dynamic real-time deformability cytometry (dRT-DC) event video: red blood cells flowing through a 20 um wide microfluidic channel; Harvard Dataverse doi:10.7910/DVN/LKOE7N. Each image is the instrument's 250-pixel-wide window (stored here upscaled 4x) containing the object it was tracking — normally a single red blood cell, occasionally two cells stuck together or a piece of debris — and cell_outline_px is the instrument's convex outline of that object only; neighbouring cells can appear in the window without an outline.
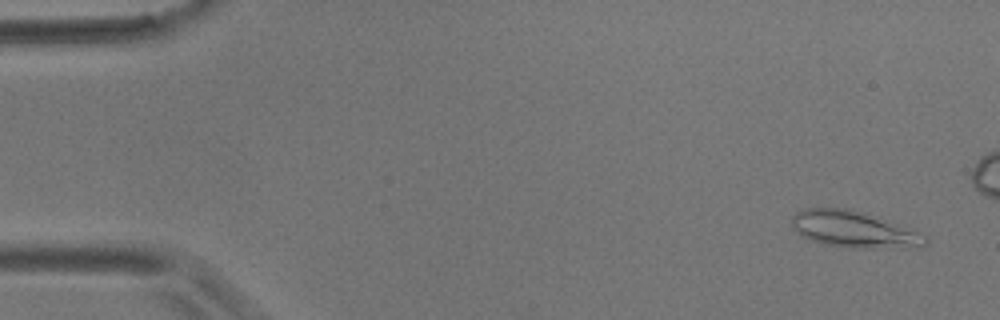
{"species": "common noctule bat (a hibernating species)", "species_latin": "Nyctalus noctula", "temperature_condition": "room temperature", "stored_images_in_passage": 6, "camera_frame_rate_fps": 3000, "um_per_image_px": 0.085, "animal": {"sex": "male", "body_mass_g": 17.9}, "frame": {"image": 1, "passage_image": 1, "time_ms": 0.0, "image_size_px": [1000, 320], "cell_outline_px": [[928, 240], [924, 244], [916, 248], [848, 248], [824, 244], [812, 240], [804, 236], [792, 224], [792, 216], [796, 212], [804, 208], [852, 208], [904, 224], [928, 236]], "centroid_in_image_um": [72.69, 19.49], "position_along_channel_um": 12.3, "area_um2": 28.9}}
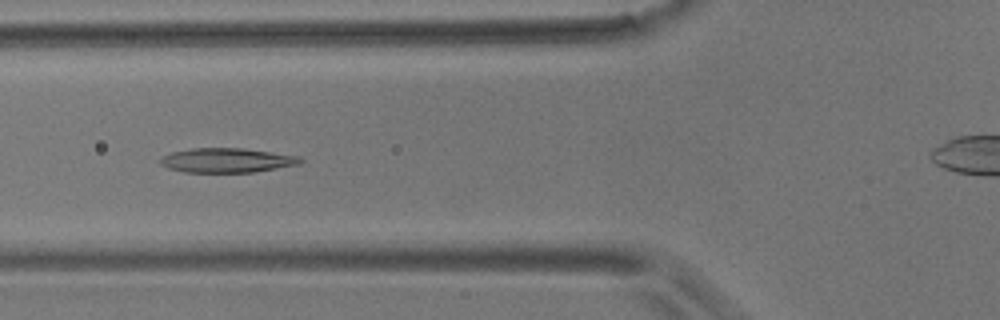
{"frame": {"image": 2, "passage_image": 6, "time_ms": 6.0, "image_size_px": [1000, 320], "cell_outline_px": [[304, 160], [300, 164], [256, 172], [184, 172], [168, 168], [160, 164], [160, 160], [164, 156], [172, 152], [192, 148], [244, 148], [300, 156]], "centroid_in_image_um": [19.33, 13.62], "position_along_channel_um": 106.5, "area_um2": 20.0}}